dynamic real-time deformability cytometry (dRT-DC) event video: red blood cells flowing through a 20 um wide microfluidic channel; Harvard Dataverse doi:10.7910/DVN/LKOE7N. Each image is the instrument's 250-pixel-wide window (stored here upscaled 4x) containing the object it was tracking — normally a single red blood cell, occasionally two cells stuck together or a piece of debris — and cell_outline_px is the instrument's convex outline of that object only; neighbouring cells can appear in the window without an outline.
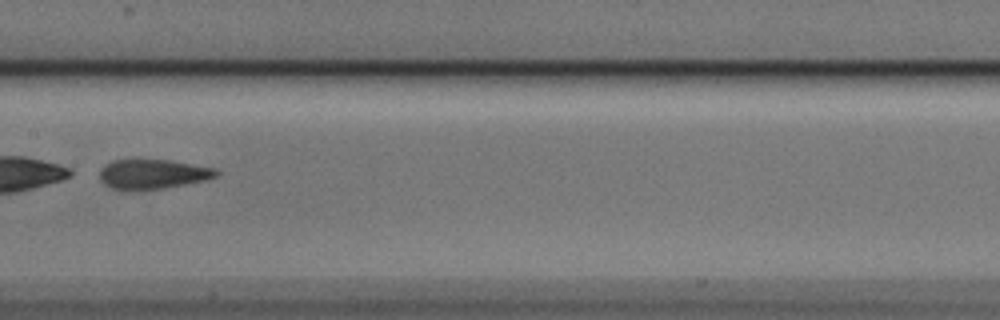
{"species": "Egyptian fruit bat (a non-hibernating species)", "species_latin": "Rousettus aegyptiacus", "temperature_condition": "cold", "stored_images_in_passage": 7, "camera_frame_rate_fps": 3000, "um_per_image_px": 0.085, "animal": {"sex": "male"}, "frame": {"image": 1, "passage_image": 4, "time_ms": 1.0, "image_size_px": [1000, 320], "cell_outline_px": [[220, 172], [216, 176], [204, 180], [164, 188], [136, 192], [120, 192], [108, 188], [100, 180], [100, 168], [112, 160], [168, 160], [216, 168]], "centroid_in_image_um": [12.9, 14.84], "position_along_channel_um": 194.5, "area_um2": 20.63}}
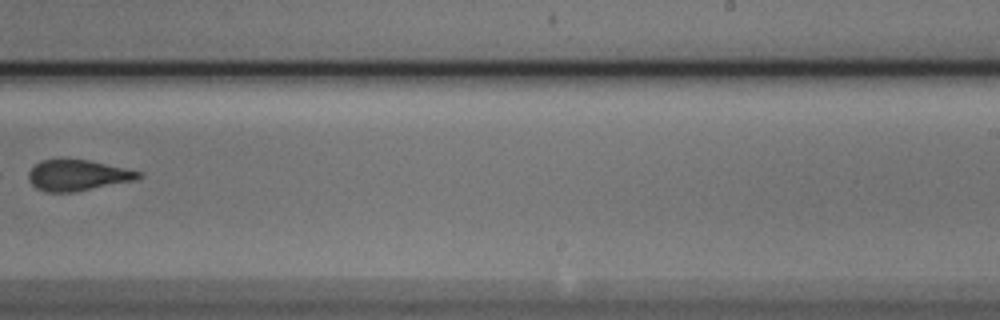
{"frame": {"image": 2, "passage_image": 6, "time_ms": 1.667, "image_size_px": [1000, 320], "cell_outline_px": [[144, 176], [136, 180], [76, 192], [44, 192], [36, 188], [32, 184], [28, 176], [28, 172], [40, 160], [88, 160], [144, 172]], "centroid_in_image_um": [6.64, 14.92], "position_along_channel_um": 282.4, "area_um2": 19.83}}
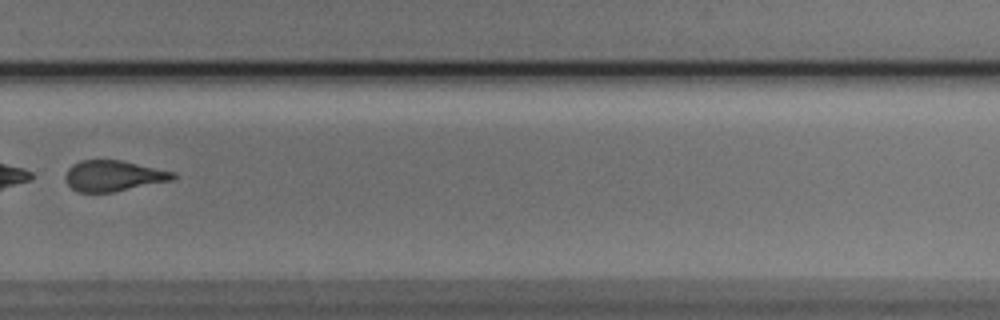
{"frame": {"image": 3, "passage_image": 7, "time_ms": 2.0, "image_size_px": [1000, 320], "cell_outline_px": [[176, 176], [172, 180], [112, 192], [76, 192], [68, 184], [64, 176], [68, 168], [72, 164], [80, 160], [120, 160], [176, 172]], "centroid_in_image_um": [9.61, 14.94], "position_along_channel_um": 320.2, "area_um2": 19.25}}